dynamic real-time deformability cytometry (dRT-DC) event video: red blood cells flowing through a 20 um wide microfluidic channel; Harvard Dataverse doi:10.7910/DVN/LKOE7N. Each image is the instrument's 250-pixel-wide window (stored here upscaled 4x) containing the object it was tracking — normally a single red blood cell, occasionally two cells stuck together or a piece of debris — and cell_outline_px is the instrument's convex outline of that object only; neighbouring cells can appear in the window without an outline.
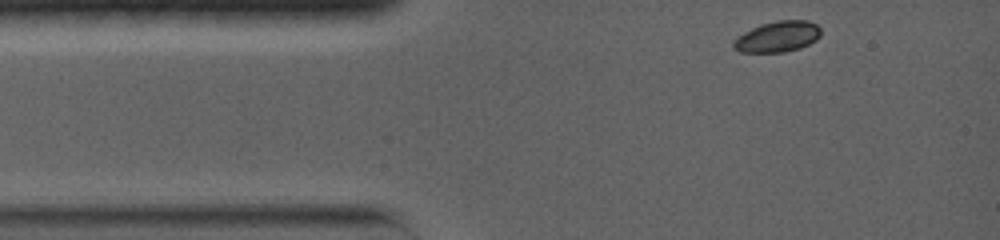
{"species": "common noctule bat (a hibernating species)", "species_latin": "Nyctalus noctula", "temperature_condition": "warm", "stored_images_in_passage": 62, "camera_frame_rate_fps": 5000, "um_per_image_px": 0.085, "animal": {"sex": "female", "body_mass_g": 19.0, "forearm_length_mm": 56.7}, "frame": {"image": 1, "passage_image": 1, "time_ms": 0.0, "image_size_px": [1000, 240], "cell_outline_px": [[820, 36], [816, 40], [800, 48], [784, 52], [740, 52], [732, 48], [732, 40], [744, 32], [760, 24], [776, 20], [808, 20], [816, 24], [820, 28]], "centroid_in_image_um": [66.07, 3.11], "position_along_channel_um": 18.9, "area_um2": 15.84}}
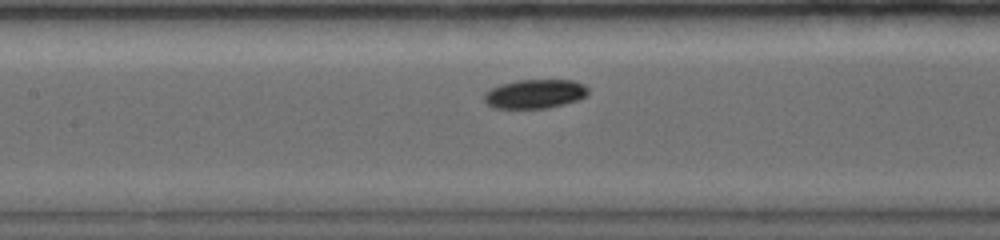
{"frame": {"image": 2, "passage_image": 25, "time_ms": 4.8, "image_size_px": [1000, 240], "cell_outline_px": [[588, 92], [580, 100], [548, 108], [492, 108], [484, 100], [484, 92], [492, 88], [516, 80], [572, 80], [584, 84], [588, 88]], "centroid_in_image_um": [45.48, 7.98], "position_along_channel_um": 161.9, "area_um2": 17.57}}
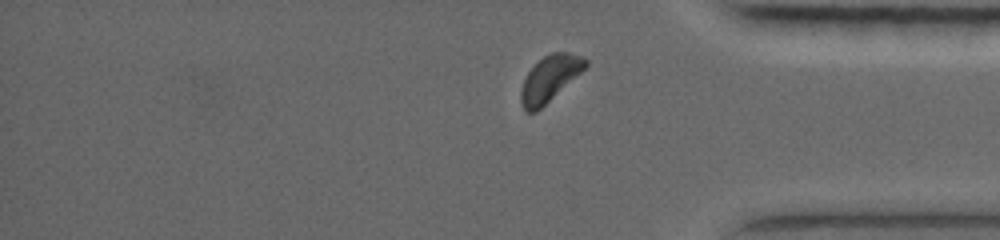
{"frame": {"image": 3, "passage_image": 56, "time_ms": 11.0, "image_size_px": [1000, 240], "cell_outline_px": [[588, 64], [580, 72], [536, 112], [524, 112], [520, 100], [520, 92], [524, 80], [528, 72], [544, 56], [552, 52], [568, 52], [584, 56], [588, 60]], "centroid_in_image_um": [46.71, 6.67], "position_along_channel_um": 388.5, "area_um2": 16.82}}